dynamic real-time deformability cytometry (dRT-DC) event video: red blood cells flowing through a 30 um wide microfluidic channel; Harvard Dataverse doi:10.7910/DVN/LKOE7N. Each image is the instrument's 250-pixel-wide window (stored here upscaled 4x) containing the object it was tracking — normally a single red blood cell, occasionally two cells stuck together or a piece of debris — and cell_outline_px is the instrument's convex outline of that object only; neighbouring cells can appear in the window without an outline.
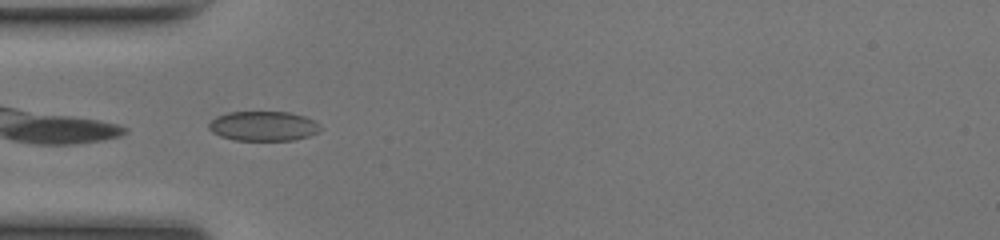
{"species": "common noctule bat (a hibernating species)", "species_latin": "Nyctalus noctula", "temperature_condition": "room temperature", "stored_images_in_passage": 33, "camera_frame_rate_fps": 3000, "um_per_image_px": 0.085, "animal": {"sex": "female", "body_mass_g": 17.0, "forearm_length_mm": 48.0}, "frame": {"image": 1, "passage_image": 1, "time_ms": 0.0, "image_size_px": [1000, 240], "cell_outline_px": [[324, 128], [320, 132], [308, 136], [292, 140], [232, 140], [220, 136], [212, 132], [208, 128], [208, 124], [216, 116], [228, 112], [288, 112], [304, 116], [312, 120]], "centroid_in_image_um": [22.38, 10.72], "position_along_channel_um": 62.6, "area_um2": 19.36}}
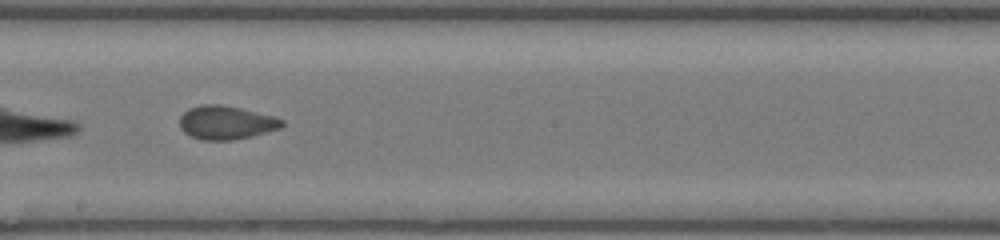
{"frame": {"image": 2, "passage_image": 13, "time_ms": 4.0, "image_size_px": [1000, 240], "cell_outline_px": [[284, 124], [280, 128], [252, 136], [232, 140], [200, 140], [184, 132], [180, 128], [180, 116], [188, 108], [204, 104], [220, 104], [240, 108], [272, 116], [284, 120]], "centroid_in_image_um": [19.2, 10.42], "position_along_channel_um": 229.0, "area_um2": 19.94}}
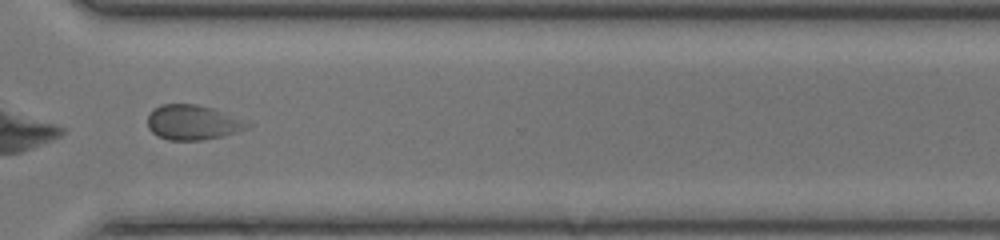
{"frame": {"image": 3, "passage_image": 22, "time_ms": 7.0, "image_size_px": [1000, 240], "cell_outline_px": [[252, 124], [248, 128], [224, 136], [204, 140], [168, 140], [156, 136], [148, 128], [148, 116], [160, 104], [196, 104], [212, 108]], "centroid_in_image_um": [16.36, 10.42], "position_along_channel_um": 354.2, "area_um2": 20.11}, "authors_computed_cell_mechanics": {"area_um2": 19.8832, "velocity_mm_per_s": 4.1715, "shape_relaxation_time_tau1_ms": 3.4491, "shape_relaxation_time_tau2_ms": 0.9772, "deformation_change_tau1": 0.0839, "deformation_change_tau2": 0.0511}}